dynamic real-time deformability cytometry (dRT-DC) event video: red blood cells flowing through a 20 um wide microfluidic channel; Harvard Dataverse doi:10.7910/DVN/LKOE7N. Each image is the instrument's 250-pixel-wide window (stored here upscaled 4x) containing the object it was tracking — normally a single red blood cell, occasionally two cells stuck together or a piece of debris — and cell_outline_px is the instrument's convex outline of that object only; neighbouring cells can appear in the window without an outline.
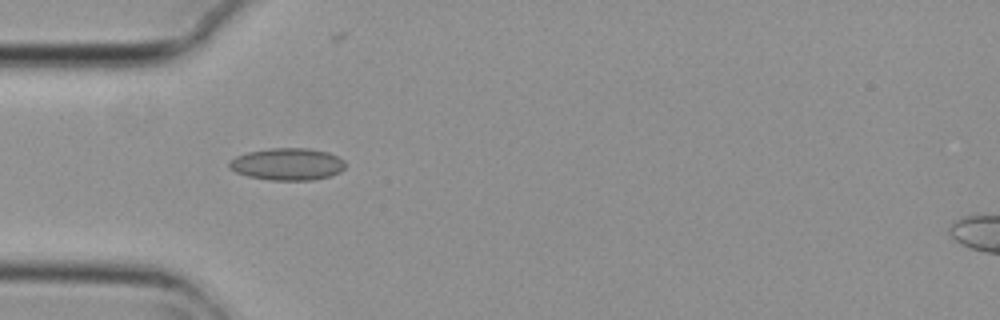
{"species": "common noctule bat (a hibernating species)", "species_latin": "Nyctalus noctula", "temperature_condition": "cold", "stored_images_in_passage": 2, "camera_frame_rate_fps": 3000, "um_per_image_px": 0.085, "animal": {"sex": "female", "body_mass_g": 29.2, "forearm_length_mm": 56.3}, "frame": {"image": 1, "passage_image": 2, "time_ms": 0.333, "image_size_px": [1000, 320], "cell_outline_px": [[344, 168], [340, 172], [332, 176], [312, 180], [272, 180], [248, 176], [236, 172], [228, 164], [228, 160], [236, 156], [248, 152], [272, 148], [308, 148], [328, 152], [344, 160]], "centroid_in_image_um": [24.44, 13.95], "position_along_channel_um": 60.6, "area_um2": 21.68}}